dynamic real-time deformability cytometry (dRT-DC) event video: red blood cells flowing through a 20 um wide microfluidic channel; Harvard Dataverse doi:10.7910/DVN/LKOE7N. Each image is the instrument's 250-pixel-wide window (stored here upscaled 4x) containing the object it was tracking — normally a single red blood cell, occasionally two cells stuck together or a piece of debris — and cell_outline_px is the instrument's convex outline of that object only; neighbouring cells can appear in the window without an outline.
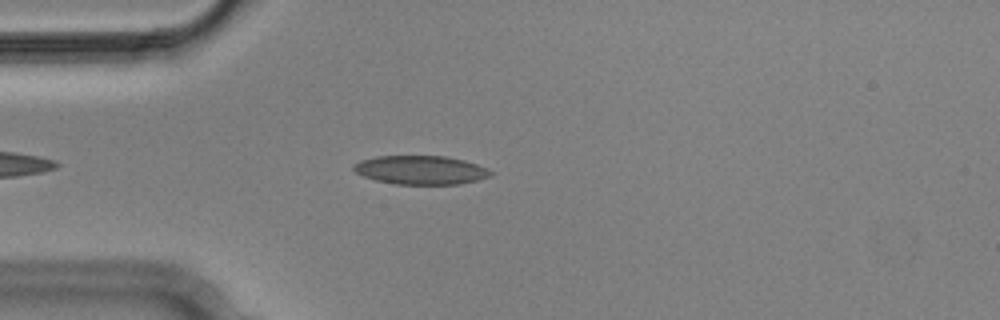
{"species": "Egyptian fruit bat (a non-hibernating species)", "species_latin": "Rousettus aegyptiacus", "temperature_condition": "cold", "stored_images_in_passage": 4, "camera_frame_rate_fps": 3000, "um_per_image_px": 0.085, "animal": {"sex": "male"}, "frame": {"image": 1, "passage_image": 4, "time_ms": 1.0, "image_size_px": [1000, 320], "cell_outline_px": [[492, 172], [488, 176], [476, 180], [456, 184], [396, 184], [376, 180], [364, 176], [356, 172], [352, 168], [352, 164], [360, 160], [376, 156], [444, 156], [464, 160], [488, 168]], "centroid_in_image_um": [35.71, 14.44], "position_along_channel_um": 49.3, "area_um2": 22.77}}